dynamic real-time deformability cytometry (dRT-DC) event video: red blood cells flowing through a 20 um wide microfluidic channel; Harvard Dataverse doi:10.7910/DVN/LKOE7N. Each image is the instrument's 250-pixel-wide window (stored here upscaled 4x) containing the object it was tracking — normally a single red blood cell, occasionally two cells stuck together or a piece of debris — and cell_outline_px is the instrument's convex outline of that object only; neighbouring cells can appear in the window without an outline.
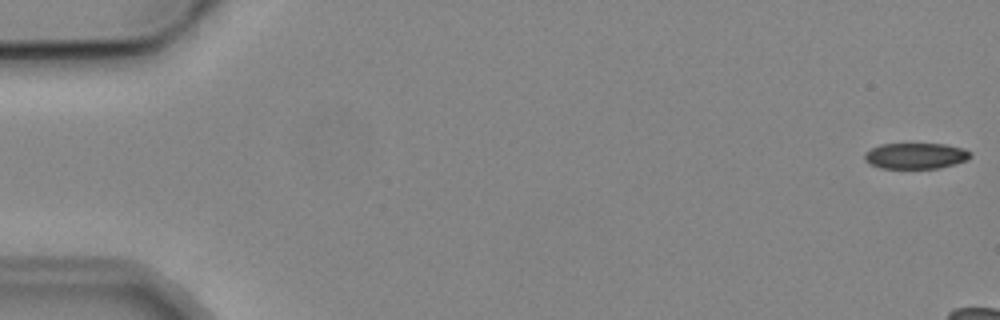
{"species": "common noctule bat (a hibernating species)", "species_latin": "Nyctalus noctula", "temperature_condition": "cold", "stored_images_in_passage": 5, "camera_frame_rate_fps": 3000, "um_per_image_px": 0.085, "animal": {"sex": "male", "body_mass_g": 19.2, "forearm_length_mm": 51.8}, "frame": {"image": 1, "passage_image": 1, "time_ms": 0.0, "image_size_px": [1000, 320], "cell_outline_px": [[972, 156], [968, 160], [936, 168], [880, 168], [868, 164], [864, 160], [864, 152], [880, 144], [944, 144], [964, 148], [972, 152]], "centroid_in_image_um": [77.81, 13.24], "position_along_channel_um": 7.2, "area_um2": 16.07}}